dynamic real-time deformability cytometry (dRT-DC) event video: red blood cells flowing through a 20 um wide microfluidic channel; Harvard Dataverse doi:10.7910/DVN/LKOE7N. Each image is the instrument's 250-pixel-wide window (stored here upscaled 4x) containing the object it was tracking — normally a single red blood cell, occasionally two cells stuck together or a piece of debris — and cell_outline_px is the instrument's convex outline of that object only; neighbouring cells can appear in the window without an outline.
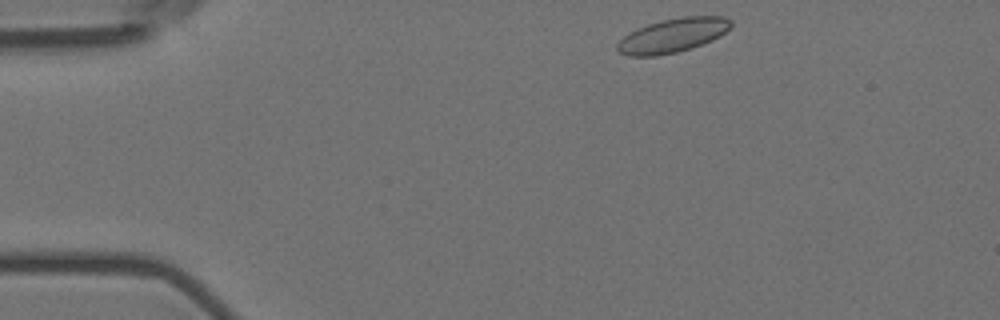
{"species": "Egyptian fruit bat (a non-hibernating species)", "species_latin": "Rousettus aegyptiacus", "temperature_condition": "room temperature", "stored_images_in_passage": 48, "camera_frame_rate_fps": 3000, "um_per_image_px": 0.085, "animal": {"sex": "female"}, "frame": {"image": 1, "passage_image": 1, "time_ms": 0.0, "image_size_px": [1000, 320], "cell_outline_px": [[732, 28], [720, 36], [712, 40], [676, 52], [656, 56], [628, 56], [620, 52], [616, 48], [616, 44], [628, 32], [636, 28], [660, 20], [684, 16], [724, 16], [732, 20]], "centroid_in_image_um": [57.18, 2.99], "position_along_channel_um": 27.8, "area_um2": 22.66}}
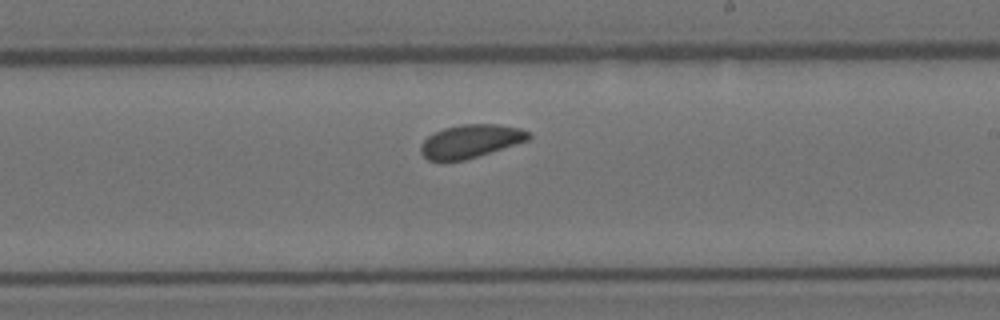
{"frame": {"image": 2, "passage_image": 25, "time_ms": 8.0, "image_size_px": [1000, 320], "cell_outline_px": [[532, 136], [528, 140], [464, 160], [428, 160], [420, 152], [420, 144], [428, 136], [444, 128], [460, 124], [500, 124], [520, 128], [528, 132]], "centroid_in_image_um": [39.99, 11.98], "position_along_channel_um": 249.0, "area_um2": 20.63}}
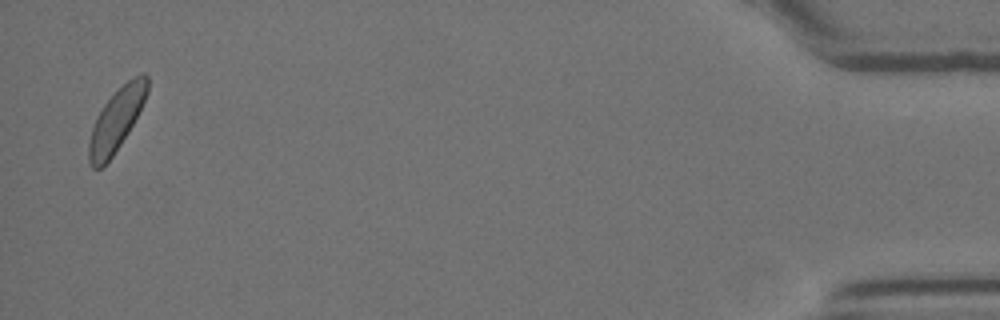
{"frame": {"image": 3, "passage_image": 47, "time_ms": 15.333, "image_size_px": [1000, 320], "cell_outline_px": [[148, 92], [128, 132], [112, 156], [100, 168], [92, 168], [88, 164], [88, 144], [92, 128], [96, 116], [104, 104], [132, 76], [140, 72], [144, 72], [148, 76]], "centroid_in_image_um": [9.88, 10.18], "position_along_channel_um": 425.3, "area_um2": 20.87}, "authors_computed_cell_mechanics": {"area_um2": 21.3282, "velocity_mm_per_s": 3.5758, "shape_relaxation_time_tau1_ms": 2.9331, "shape_relaxation_time_tau2_ms": null, "deformation_change_tau1": 0.0366, "deformation_change_tau2": null}}